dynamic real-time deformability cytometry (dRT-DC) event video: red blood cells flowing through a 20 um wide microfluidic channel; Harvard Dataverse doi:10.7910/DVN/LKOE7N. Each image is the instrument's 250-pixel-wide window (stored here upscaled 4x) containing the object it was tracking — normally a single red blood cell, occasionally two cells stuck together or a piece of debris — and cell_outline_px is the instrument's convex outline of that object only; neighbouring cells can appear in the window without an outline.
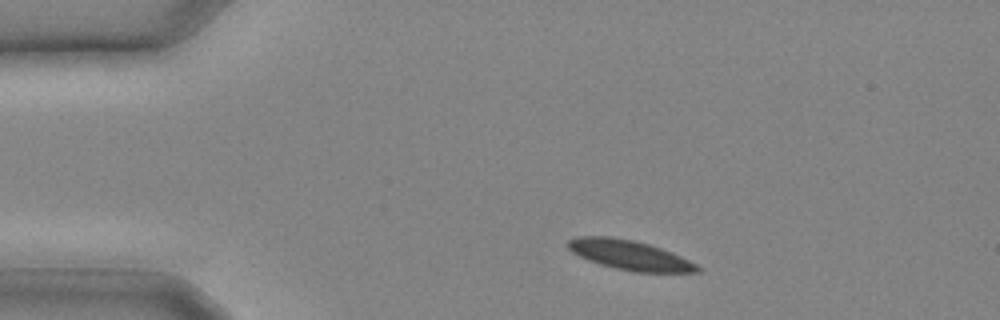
{"species": "common noctule bat (a hibernating species)", "species_latin": "Nyctalus noctula", "temperature_condition": "cold", "stored_images_in_passage": 5, "camera_frame_rate_fps": 3000, "um_per_image_px": 0.085, "animal": {"sex": "male", "body_mass_g": 20.4}, "frame": {"image": 1, "passage_image": 2, "time_ms": 0.333, "image_size_px": [1000, 320], "cell_outline_px": [[700, 272], [636, 272], [616, 268], [600, 264], [588, 260], [572, 252], [568, 248], [568, 240], [576, 236], [612, 236], [632, 240], [648, 244], [660, 248], [680, 256], [696, 264], [700, 268]], "centroid_in_image_um": [53.48, 21.67], "position_along_channel_um": 31.5, "area_um2": 22.08}}